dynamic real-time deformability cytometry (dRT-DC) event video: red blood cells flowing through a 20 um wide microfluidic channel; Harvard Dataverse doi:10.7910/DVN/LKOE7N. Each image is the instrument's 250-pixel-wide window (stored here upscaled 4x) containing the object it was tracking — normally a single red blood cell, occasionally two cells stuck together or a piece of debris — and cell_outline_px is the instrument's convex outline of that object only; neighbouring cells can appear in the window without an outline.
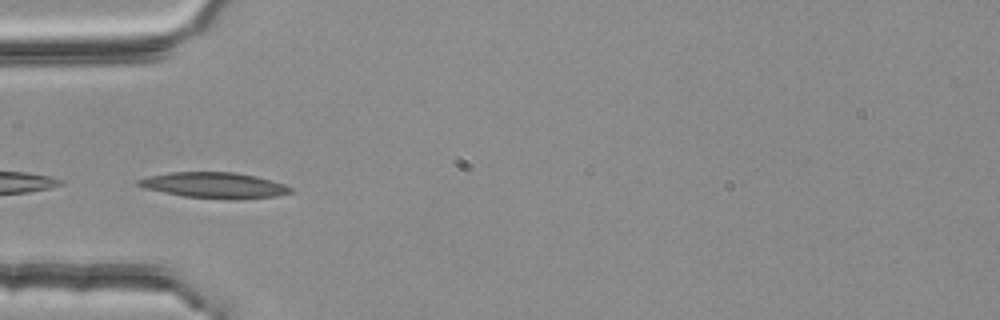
{"species": "common noctule bat (a hibernating species)", "species_latin": "Nyctalus noctula", "temperature_condition": "room temperature", "stored_images_in_passage": 10, "camera_frame_rate_fps": 3000, "um_per_image_px": 0.085, "animal": {"sex": "female", "body_mass_g": 25.1}, "frame": {"image": 1, "passage_image": 1, "time_ms": 0.0, "image_size_px": [1000, 320], "cell_outline_px": [[292, 192], [276, 196], [236, 200], [228, 200], [184, 196], [144, 188], [136, 184], [136, 180], [148, 176], [172, 172], [232, 172], [256, 176], [284, 184], [292, 188]], "centroid_in_image_um": [18.22, 15.75], "position_along_channel_um": 66.8, "area_um2": 22.89}}